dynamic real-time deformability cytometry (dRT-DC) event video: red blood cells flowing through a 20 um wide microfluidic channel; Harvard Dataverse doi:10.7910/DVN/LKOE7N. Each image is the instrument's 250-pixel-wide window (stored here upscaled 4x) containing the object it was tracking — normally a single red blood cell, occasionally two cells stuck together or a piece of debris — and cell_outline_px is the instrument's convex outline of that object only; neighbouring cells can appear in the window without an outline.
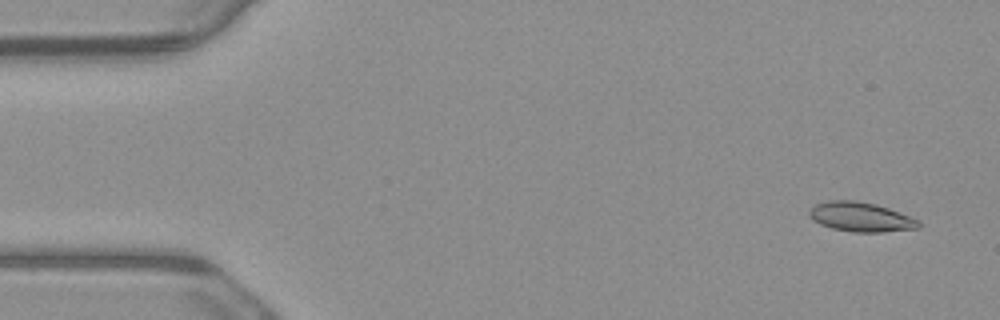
{"species": "common noctule bat (a hibernating species)", "species_latin": "Nyctalus noctula", "temperature_condition": "warm", "stored_images_in_passage": 6, "camera_frame_rate_fps": 3000, "um_per_image_px": 0.085, "animal": {"sex": "male", "body_mass_g": 23.1, "forearm_length_mm": 52.7}, "frame": {"image": 1, "passage_image": 1, "time_ms": 0.0, "image_size_px": [1000, 320], "cell_outline_px": [[920, 228], [884, 232], [852, 232], [832, 228], [820, 224], [812, 220], [808, 216], [808, 212], [816, 204], [828, 200], [856, 200], [876, 204], [888, 208], [920, 220]], "centroid_in_image_um": [73.16, 18.44], "position_along_channel_um": 11.8, "area_um2": 18.9}}
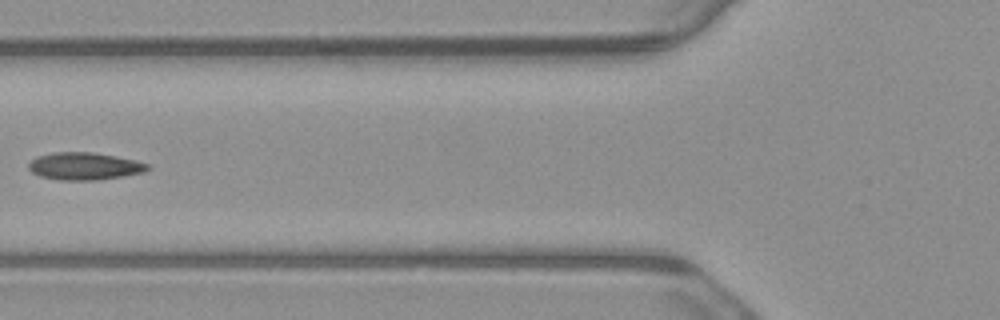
{"frame": {"image": 2, "passage_image": 5, "time_ms": 1.333, "image_size_px": [1000, 320], "cell_outline_px": [[152, 168], [144, 172], [124, 176], [96, 180], [60, 180], [40, 176], [32, 172], [28, 168], [28, 164], [36, 156], [56, 152], [92, 152], [136, 160], [148, 164]], "centroid_in_image_um": [7.19, 14.12], "position_along_channel_um": 118.6, "area_um2": 19.02}}
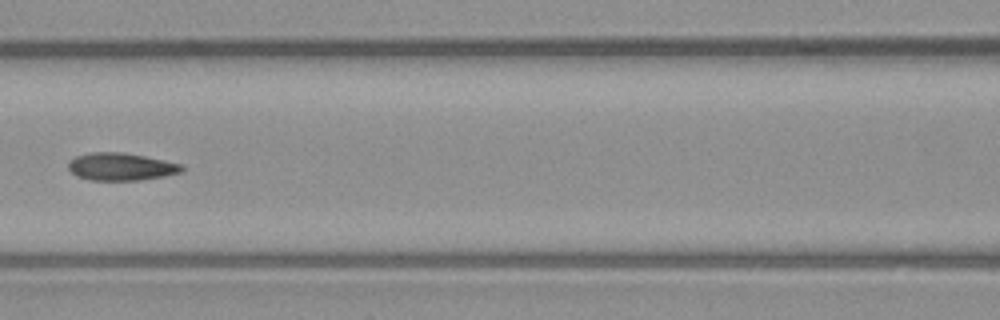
{"frame": {"image": 3, "passage_image": 6, "time_ms": 1.667, "image_size_px": [1000, 320], "cell_outline_px": [[184, 168], [180, 172], [164, 176], [140, 180], [88, 180], [76, 176], [68, 168], [68, 160], [76, 156], [92, 152], [124, 152], [184, 164]], "centroid_in_image_um": [10.27, 14.16], "position_along_channel_um": 156.3, "area_um2": 18.32}}